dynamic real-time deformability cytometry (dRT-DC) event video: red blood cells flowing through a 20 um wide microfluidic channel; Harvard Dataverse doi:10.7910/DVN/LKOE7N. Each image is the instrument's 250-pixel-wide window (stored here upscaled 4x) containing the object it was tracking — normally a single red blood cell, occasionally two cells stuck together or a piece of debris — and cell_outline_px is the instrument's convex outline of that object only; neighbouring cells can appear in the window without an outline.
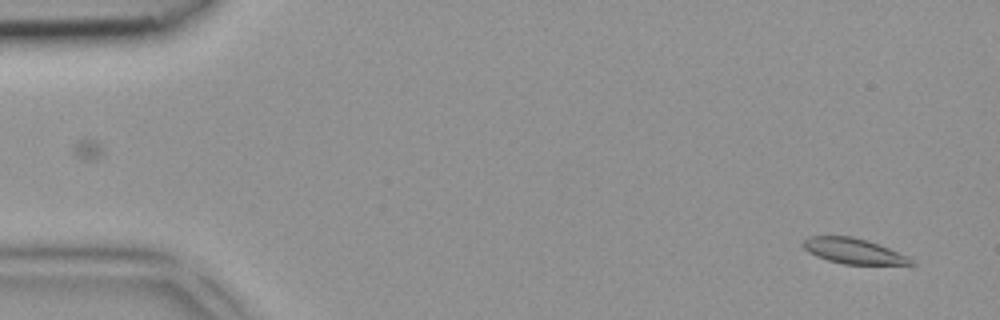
{"species": "common noctule bat (a hibernating species)", "species_latin": "Nyctalus noctula", "temperature_condition": "room temperature", "stored_images_in_passage": 2, "camera_frame_rate_fps": 3000, "um_per_image_px": 0.085, "animal": {"sex": "female", "body_mass_g": 18.4}, "frame": {"image": 1, "passage_image": 2, "time_ms": 0.333, "image_size_px": [1000, 320], "cell_outline_px": [[916, 264], [844, 264], [828, 260], [816, 256], [808, 252], [800, 244], [808, 236], [852, 236], [868, 240], [908, 256], [916, 260]], "centroid_in_image_um": [72.53, 21.33], "position_along_channel_um": 12.5, "area_um2": 16.01}}